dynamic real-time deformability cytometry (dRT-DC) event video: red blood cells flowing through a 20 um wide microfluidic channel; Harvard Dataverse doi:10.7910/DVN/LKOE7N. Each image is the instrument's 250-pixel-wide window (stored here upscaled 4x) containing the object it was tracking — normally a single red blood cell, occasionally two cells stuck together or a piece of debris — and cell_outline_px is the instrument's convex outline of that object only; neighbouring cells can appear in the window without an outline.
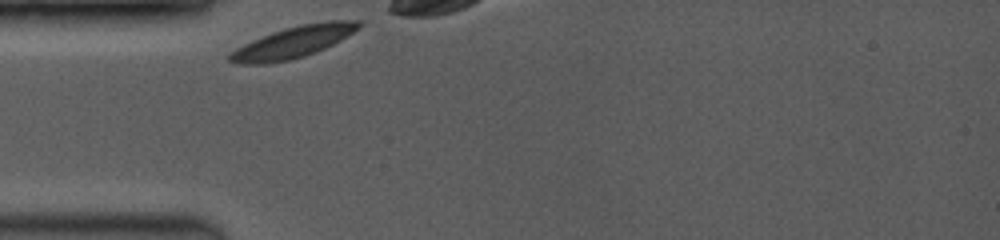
{"species": "common noctule bat (a hibernating species)", "species_latin": "Nyctalus noctula", "temperature_condition": "room temperature", "stored_images_in_passage": 11, "camera_frame_rate_fps": 3500, "um_per_image_px": 0.085, "animal": {"sex": "female", "body_mass_g": 19.0, "forearm_length_mm": 53.3}, "frame": {"image": 1, "passage_image": 1, "time_ms": 0.0, "image_size_px": [1000, 240], "cell_outline_px": [[360, 28], [340, 40], [316, 52], [304, 56], [288, 60], [268, 64], [240, 64], [228, 60], [228, 56], [236, 48], [252, 40], [272, 32], [284, 28], [300, 24], [328, 20], [360, 20]], "centroid_in_image_um": [24.93, 3.57], "position_along_channel_um": 60.1, "area_um2": 23.58}}